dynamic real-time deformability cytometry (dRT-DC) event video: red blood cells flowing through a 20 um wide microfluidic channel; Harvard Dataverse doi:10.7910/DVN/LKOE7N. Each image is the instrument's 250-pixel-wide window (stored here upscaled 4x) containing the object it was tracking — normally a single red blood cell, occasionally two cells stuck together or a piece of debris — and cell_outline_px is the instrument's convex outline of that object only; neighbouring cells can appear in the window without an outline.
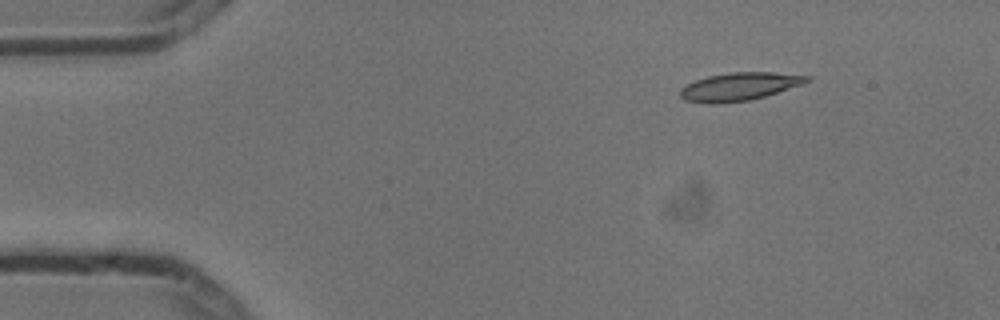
{"species": "common noctule bat (a hibernating species)", "species_latin": "Nyctalus noctula", "temperature_condition": "cold", "stored_images_in_passage": 3, "camera_frame_rate_fps": 3000, "um_per_image_px": 0.085, "animal": {"sex": "male", "body_mass_g": 13.3}, "frame": {"image": 1, "passage_image": 1, "time_ms": 0.0, "image_size_px": [1000, 320], "cell_outline_px": [[812, 80], [804, 84], [764, 96], [748, 100], [716, 104], [708, 104], [684, 100], [680, 96], [680, 88], [696, 80], [708, 76], [732, 72], [776, 72], [812, 76]], "centroid_in_image_um": [62.87, 7.35], "position_along_channel_um": 22.1, "area_um2": 20.75}}